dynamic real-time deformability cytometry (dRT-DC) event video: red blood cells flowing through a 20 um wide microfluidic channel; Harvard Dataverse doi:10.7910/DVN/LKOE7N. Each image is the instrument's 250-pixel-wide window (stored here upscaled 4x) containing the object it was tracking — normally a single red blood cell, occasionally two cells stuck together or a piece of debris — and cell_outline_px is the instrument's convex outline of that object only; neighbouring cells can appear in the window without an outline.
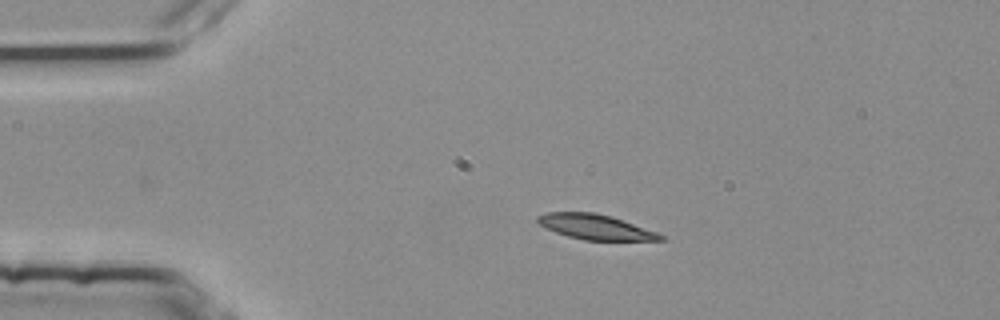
{"species": "common noctule bat (a hibernating species)", "species_latin": "Nyctalus noctula", "temperature_condition": "room temperature", "stored_images_in_passage": 3, "camera_frame_rate_fps": 3000, "um_per_image_px": 0.085, "animal": {"sex": "female", "body_mass_g": 25.1}, "frame": {"image": 1, "passage_image": 2, "time_ms": 0.333, "image_size_px": [1000, 320], "cell_outline_px": [[664, 240], [584, 240], [568, 236], [556, 232], [540, 224], [536, 220], [536, 216], [548, 212], [596, 212], [612, 216], [656, 232], [664, 236]], "centroid_in_image_um": [50.6, 19.28], "position_along_channel_um": 34.4, "area_um2": 17.74}}